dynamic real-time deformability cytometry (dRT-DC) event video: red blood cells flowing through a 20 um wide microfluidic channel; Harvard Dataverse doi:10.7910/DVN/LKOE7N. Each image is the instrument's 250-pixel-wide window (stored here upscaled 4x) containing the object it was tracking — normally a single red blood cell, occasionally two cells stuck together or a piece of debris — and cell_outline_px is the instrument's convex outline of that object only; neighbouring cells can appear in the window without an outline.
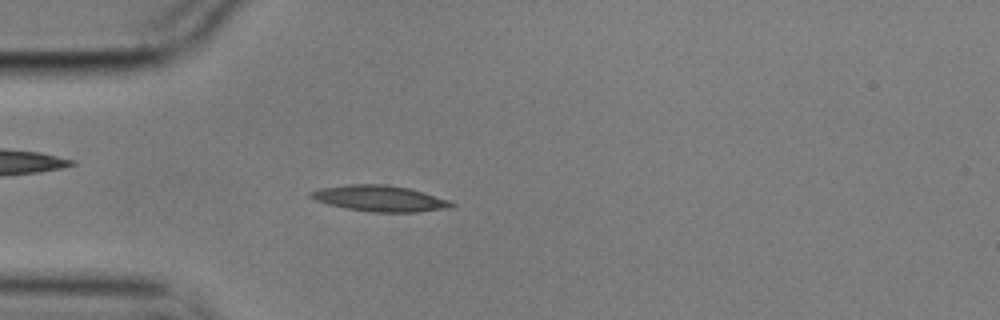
{"species": "common noctule bat (a hibernating species)", "species_latin": "Nyctalus noctula", "temperature_condition": "cold", "stored_images_in_passage": 5, "camera_frame_rate_fps": 3000, "um_per_image_px": 0.085, "animal": {"sex": "male", "body_mass_g": 17.9}, "frame": {"image": 1, "passage_image": 5, "time_ms": 1.333, "image_size_px": [1000, 320], "cell_outline_px": [[456, 208], [416, 212], [372, 212], [344, 208], [328, 204], [316, 200], [308, 196], [308, 192], [320, 188], [348, 184], [384, 184], [408, 188], [448, 200], [456, 204]], "centroid_in_image_um": [32.28, 16.87], "position_along_channel_um": 52.7, "area_um2": 21.39}}